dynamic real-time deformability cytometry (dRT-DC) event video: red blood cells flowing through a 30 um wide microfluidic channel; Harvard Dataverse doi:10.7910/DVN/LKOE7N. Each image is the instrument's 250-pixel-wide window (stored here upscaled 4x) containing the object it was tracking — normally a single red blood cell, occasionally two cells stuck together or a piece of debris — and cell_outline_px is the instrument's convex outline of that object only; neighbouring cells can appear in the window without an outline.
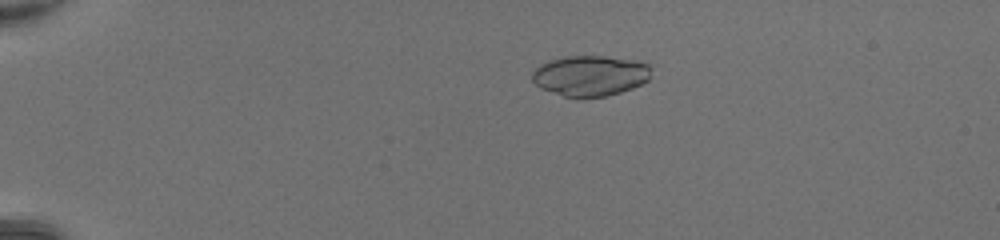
{"species": "common noctule bat (a hibernating species)", "species_latin": "Nyctalus noctula", "temperature_condition": "room temperature", "stored_images_in_passage": 50, "camera_frame_rate_fps": 3000, "um_per_image_px": 0.085, "animal": {"sex": "female", "body_mass_g": 20.0, "forearm_length_mm": 54.0}, "frame": {"image": 1, "passage_image": 13, "time_ms": 4.0, "image_size_px": [1000, 240], "cell_outline_px": [[652, 76], [648, 80], [632, 88], [608, 96], [564, 96], [540, 88], [532, 80], [532, 72], [540, 64], [548, 60], [564, 56], [604, 56], [648, 60], [652, 64]], "centroid_in_image_um": [50.25, 6.39], "position_along_channel_um": 34.7, "area_um2": 28.61}}
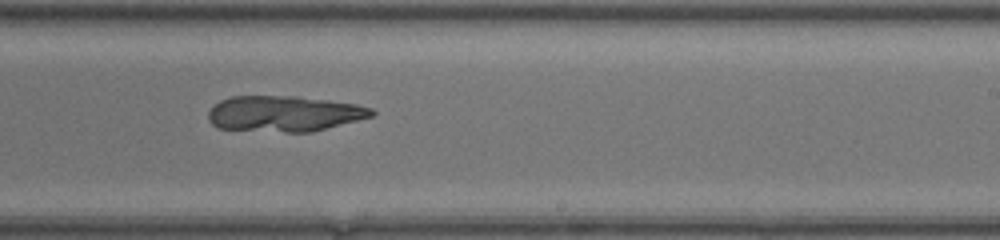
{"frame": {"image": 2, "passage_image": 34, "time_ms": 11.0, "image_size_px": [1000, 240], "cell_outline_px": [[376, 112], [372, 116], [312, 132], [284, 132], [216, 128], [208, 120], [208, 112], [220, 100], [232, 96], [300, 96], [356, 104], [372, 108]], "centroid_in_image_um": [24.14, 9.66], "position_along_channel_um": 264.9, "area_um2": 34.04}}
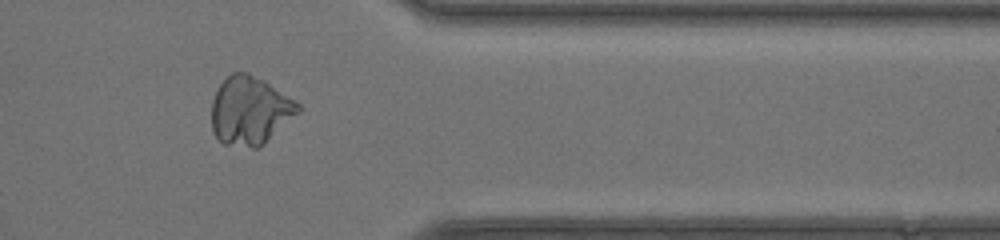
{"frame": {"image": 3, "passage_image": 43, "time_ms": 14.0, "image_size_px": [1000, 240], "cell_outline_px": [[304, 108], [300, 112], [260, 148], [252, 148], [224, 144], [212, 132], [212, 100], [220, 84], [232, 72], [248, 72], [264, 80], [296, 100]], "centroid_in_image_um": [21.28, 9.41], "position_along_channel_um": 390.1, "area_um2": 34.8}}